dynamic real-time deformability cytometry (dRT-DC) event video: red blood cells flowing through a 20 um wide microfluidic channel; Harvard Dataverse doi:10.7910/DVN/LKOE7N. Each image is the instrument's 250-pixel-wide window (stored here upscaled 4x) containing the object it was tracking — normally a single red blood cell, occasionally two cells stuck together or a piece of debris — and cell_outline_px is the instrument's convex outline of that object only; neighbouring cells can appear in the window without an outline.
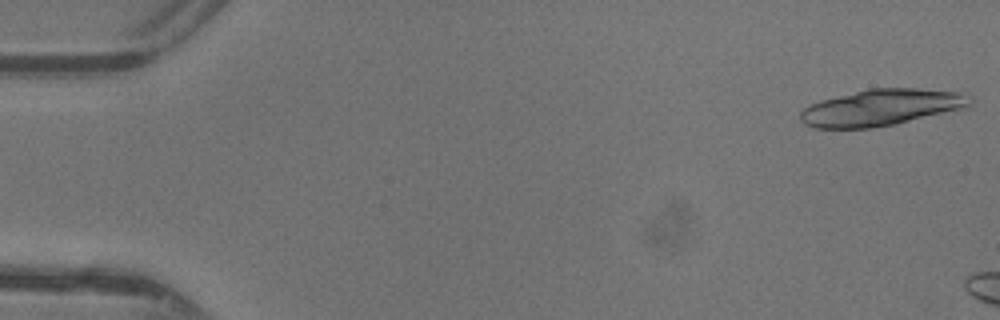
{"species": "common noctule bat (a hibernating species)", "species_latin": "Nyctalus noctula", "temperature_condition": "warm", "stored_images_in_passage": 8, "camera_frame_rate_fps": 3000, "um_per_image_px": 0.085, "animal": {"sex": "female"}, "frame": {"image": 1, "passage_image": 1, "time_ms": 0.0, "image_size_px": [1000, 320], "cell_outline_px": [[976, 100], [968, 108], [896, 124], [872, 128], [816, 128], [804, 124], [800, 120], [800, 112], [808, 104], [820, 100], [868, 88], [916, 88], [960, 92]], "centroid_in_image_um": [74.95, 9.14], "position_along_channel_um": 10.1, "area_um2": 36.53}}